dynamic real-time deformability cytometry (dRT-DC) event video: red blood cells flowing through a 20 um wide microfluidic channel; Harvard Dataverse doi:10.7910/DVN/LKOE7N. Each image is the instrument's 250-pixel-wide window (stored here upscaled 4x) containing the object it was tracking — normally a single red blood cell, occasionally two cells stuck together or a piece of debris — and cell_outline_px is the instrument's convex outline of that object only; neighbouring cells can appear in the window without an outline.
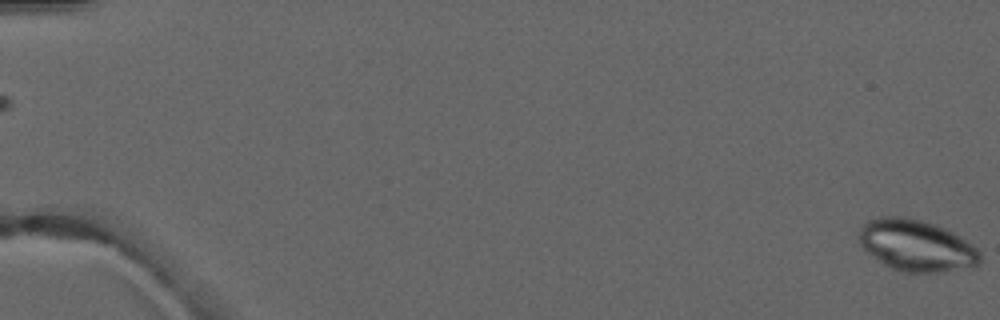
{"species": "common noctule bat (a hibernating species)", "species_latin": "Nyctalus noctula", "temperature_condition": "warm", "stored_images_in_passage": 2, "camera_frame_rate_fps": 3000, "um_per_image_px": 0.085, "animal": {"sex": "male", "forearm_length_mm": 52.5}, "frame": {"image": 1, "passage_image": 2, "time_ms": 1.333, "image_size_px": [1000, 320], "cell_outline_px": [[980, 264], [972, 268], [940, 272], [904, 272], [892, 268], [884, 264], [868, 252], [860, 244], [860, 228], [868, 220], [880, 216], [908, 216], [936, 224], [960, 236], [972, 244], [980, 252]], "centroid_in_image_um": [77.93, 20.86], "position_along_channel_um": 7.1, "area_um2": 36.41}}